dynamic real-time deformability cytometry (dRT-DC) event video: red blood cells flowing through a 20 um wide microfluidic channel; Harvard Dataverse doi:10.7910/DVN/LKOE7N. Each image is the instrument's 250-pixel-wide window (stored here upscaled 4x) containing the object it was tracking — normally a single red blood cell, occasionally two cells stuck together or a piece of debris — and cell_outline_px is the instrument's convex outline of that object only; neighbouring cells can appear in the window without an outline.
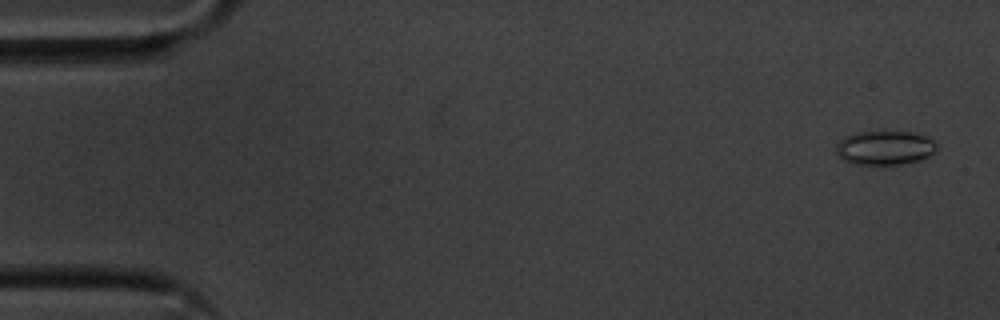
{"species": "common noctule bat (a hibernating species)", "species_latin": "Nyctalus noctula", "temperature_condition": "cold", "stored_images_in_passage": 56, "camera_frame_rate_fps": 3000, "um_per_image_px": 0.085, "animal": {"sex": "male", "body_mass_g": 20.1, "forearm_length_mm": 53.5}, "frame": {"image": 1, "passage_image": 3, "time_ms": 0.667, "image_size_px": [1000, 320], "cell_outline_px": [[936, 152], [920, 160], [900, 164], [856, 164], [844, 160], [836, 152], [836, 144], [844, 136], [852, 132], [884, 128], [912, 132], [924, 136], [932, 140], [936, 144]], "centroid_in_image_um": [75.18, 12.5], "position_along_channel_um": 9.8, "area_um2": 20.75}}
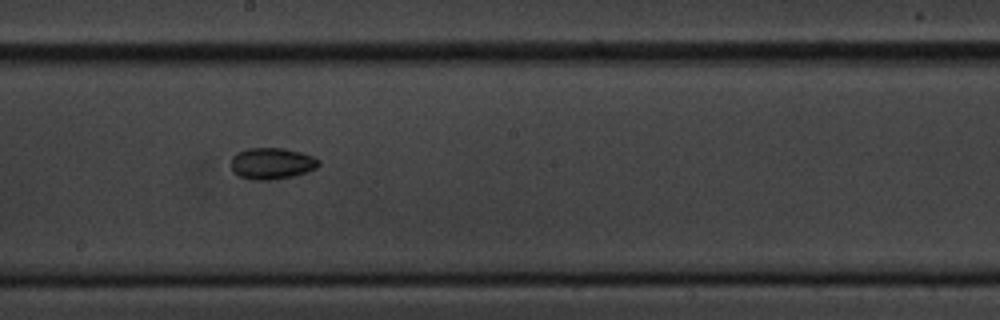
{"frame": {"image": 2, "passage_image": 31, "time_ms": 10.0, "image_size_px": [1000, 320], "cell_outline_px": [[320, 164], [316, 168], [308, 172], [292, 176], [272, 180], [256, 180], [240, 176], [232, 172], [232, 156], [236, 152], [248, 148], [284, 148], [300, 152], [312, 156], [320, 160]], "centroid_in_image_um": [23.11, 13.89], "position_along_channel_um": 225.1, "area_um2": 16.13}}
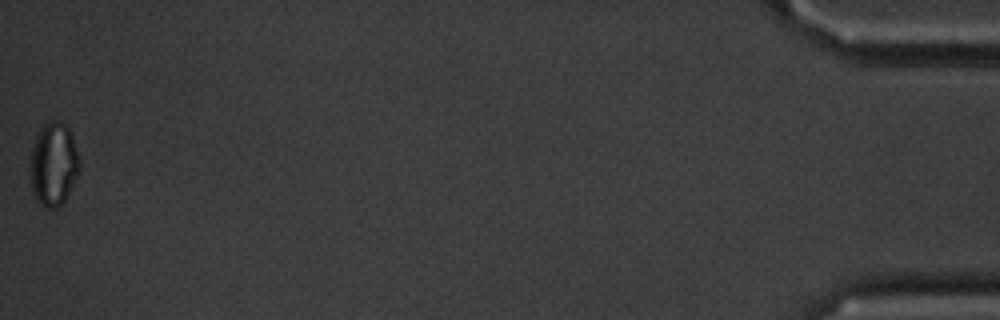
{"frame": {"image": 3, "passage_image": 56, "time_ms": 18.333, "image_size_px": [1000, 320], "cell_outline_px": [[80, 172], [64, 200], [56, 208], [48, 208], [36, 200], [32, 192], [28, 176], [28, 164], [36, 132], [44, 124], [52, 120], [56, 120], [68, 124], [72, 132], [80, 160]], "centroid_in_image_um": [4.53, 13.91], "position_along_channel_um": 430.7, "area_um2": 24.8}, "authors_computed_cell_mechanics": {"area_um2": 17.5134, "velocity_mm_per_s": 3.6197, "shape_relaxation_time_tau1_ms": 1.8396, "shape_relaxation_time_tau2_ms": null, "deformation_change_tau1": 0.066, "deformation_change_tau2": null}}